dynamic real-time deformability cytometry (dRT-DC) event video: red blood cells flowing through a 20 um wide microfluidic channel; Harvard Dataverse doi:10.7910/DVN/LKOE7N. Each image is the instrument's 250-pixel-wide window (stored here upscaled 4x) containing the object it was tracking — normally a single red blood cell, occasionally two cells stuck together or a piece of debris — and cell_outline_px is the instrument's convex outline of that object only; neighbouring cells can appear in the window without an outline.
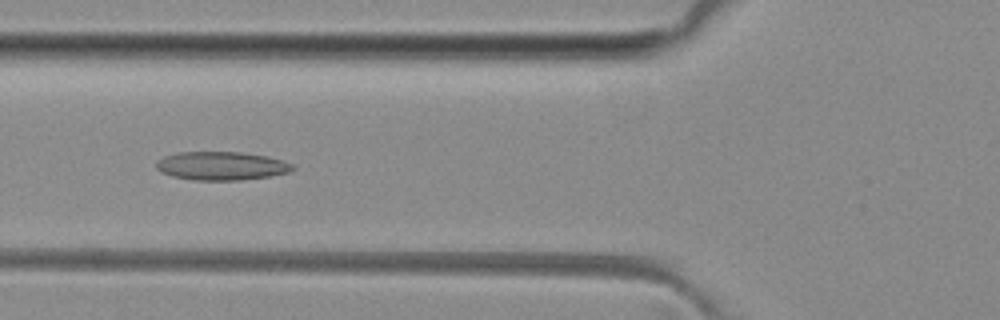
{"species": "common noctule bat (a hibernating species)", "species_latin": "Nyctalus noctula", "temperature_condition": "room temperature", "stored_images_in_passage": 44, "camera_frame_rate_fps": 3000, "um_per_image_px": 0.085, "animal": {"sex": "female", "body_mass_g": 29.2, "forearm_length_mm": 56.3}, "frame": {"image": 1, "passage_image": 17, "time_ms": 5.333, "image_size_px": [1000, 320], "cell_outline_px": [[296, 168], [288, 172], [268, 176], [240, 180], [192, 180], [172, 176], [160, 172], [156, 168], [156, 160], [164, 156], [180, 152], [240, 152], [268, 156], [284, 160], [292, 164]], "centroid_in_image_um": [18.8, 14.09], "position_along_channel_um": 107.0, "area_um2": 22.72}}
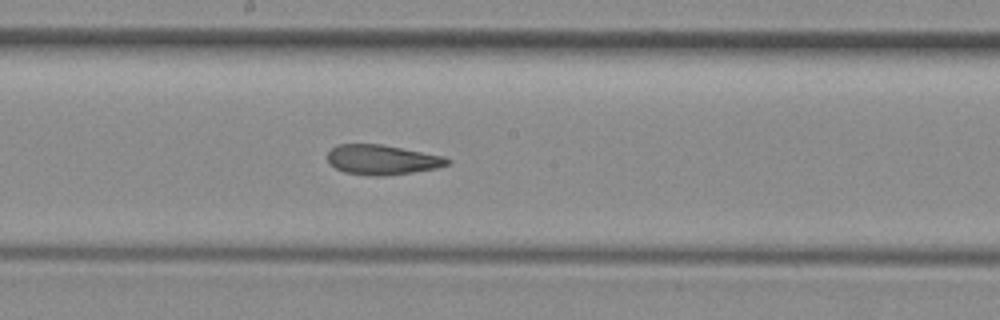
{"frame": {"image": 2, "passage_image": 25, "time_ms": 8.0, "image_size_px": [1000, 320], "cell_outline_px": [[452, 160], [448, 164], [436, 168], [412, 172], [384, 176], [372, 176], [344, 172], [336, 168], [328, 160], [328, 152], [332, 148], [340, 144], [380, 144], [444, 156]], "centroid_in_image_um": [32.49, 13.58], "position_along_channel_um": 215.7, "area_um2": 20.63}}
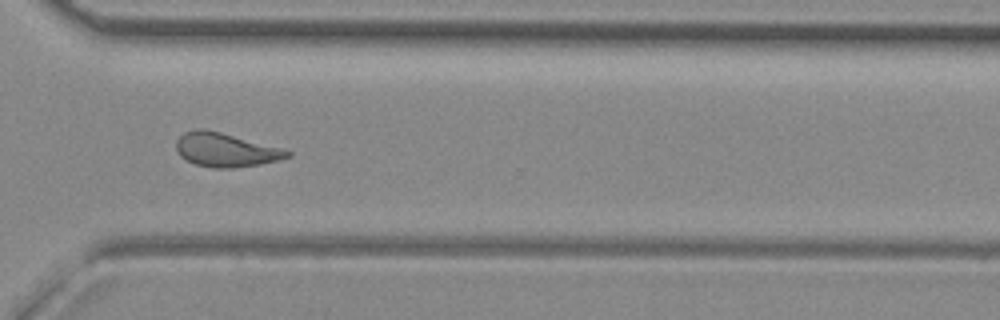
{"frame": {"image": 3, "passage_image": 35, "time_ms": 11.333, "image_size_px": [1000, 320], "cell_outline_px": [[292, 156], [280, 160], [260, 164], [232, 168], [216, 168], [196, 164], [180, 156], [176, 152], [176, 140], [184, 132], [196, 128], [204, 128], [284, 148], [292, 152]], "centroid_in_image_um": [19.2, 12.73], "position_along_channel_um": 351.4, "area_um2": 22.08}, "authors_computed_cell_mechanics": {"area_um2": 23.4957, "velocity_mm_per_s": 4.0685, "shape_relaxation_time_tau1_ms": null, "shape_relaxation_time_tau2_ms": 1.4078, "deformation_change_tau1": null, "deformation_change_tau2": 0.0857}}